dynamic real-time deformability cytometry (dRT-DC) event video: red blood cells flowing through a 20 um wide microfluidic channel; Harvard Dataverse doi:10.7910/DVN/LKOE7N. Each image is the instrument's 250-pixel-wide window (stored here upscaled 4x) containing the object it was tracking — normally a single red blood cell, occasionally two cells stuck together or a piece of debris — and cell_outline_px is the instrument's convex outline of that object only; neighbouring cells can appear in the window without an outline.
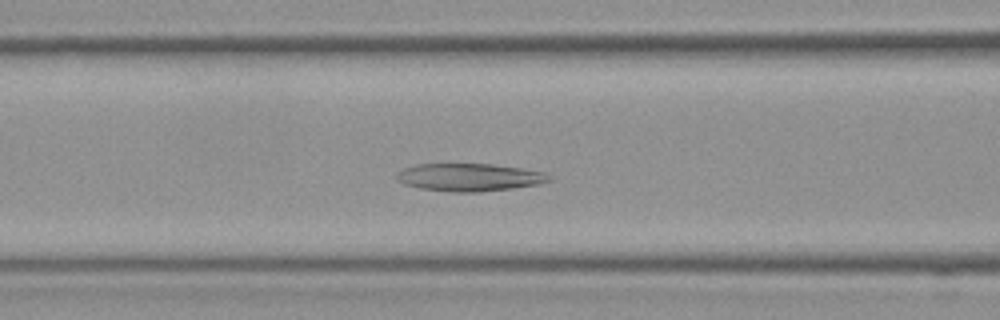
{"species": "Egyptian fruit bat (a non-hibernating species)", "species_latin": "Rousettus aegyptiacus", "temperature_condition": "room temperature", "stored_images_in_passage": 33, "camera_frame_rate_fps": 3000, "um_per_image_px": 0.085, "frame": {"image": 1, "passage_image": 13, "time_ms": 4.0, "image_size_px": [1000, 320], "cell_outline_px": [[552, 180], [540, 184], [512, 188], [480, 192], [452, 192], [420, 188], [404, 184], [396, 180], [396, 172], [404, 168], [416, 164], [492, 164], [520, 168], [544, 172], [552, 176]], "centroid_in_image_um": [39.89, 15.07], "position_along_channel_um": 126.7, "area_um2": 24.74}}
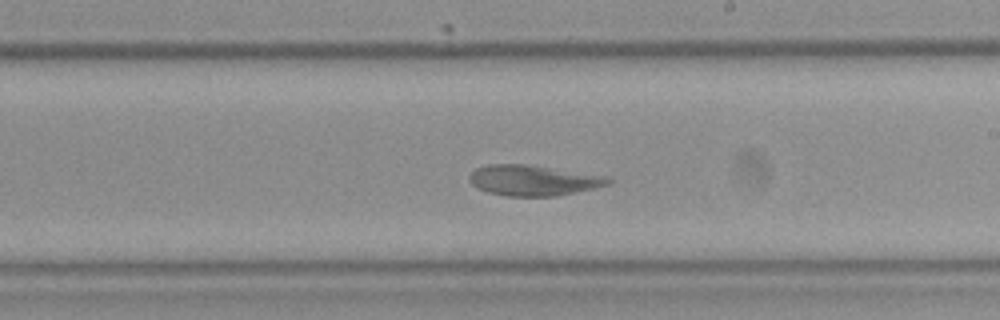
{"frame": {"image": 2, "passage_image": 19, "time_ms": 6.0, "image_size_px": [1000, 320], "cell_outline_px": [[612, 184], [596, 188], [556, 196], [504, 196], [488, 192], [476, 188], [468, 180], [468, 176], [476, 168], [488, 164], [524, 164], [612, 176]], "centroid_in_image_um": [45.37, 15.33], "position_along_channel_um": 243.6, "area_um2": 25.09}}
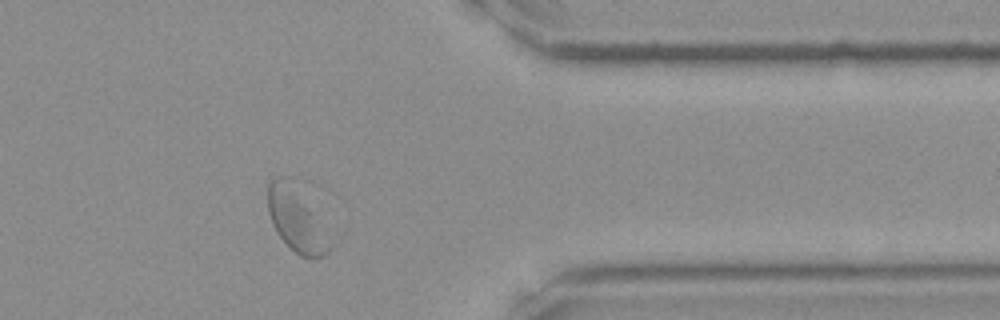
{"frame": {"image": 3, "passage_image": 27, "time_ms": 8.667, "image_size_px": [1000, 320], "cell_outline_px": [[332, 248], [324, 256], [316, 260], [312, 260], [300, 256], [276, 232], [272, 224], [268, 212], [268, 184], [276, 176], [292, 176], [296, 180], [332, 244]], "centroid_in_image_um": [25.18, 18.61], "position_along_channel_um": 386.2, "area_um2": 23.52}}